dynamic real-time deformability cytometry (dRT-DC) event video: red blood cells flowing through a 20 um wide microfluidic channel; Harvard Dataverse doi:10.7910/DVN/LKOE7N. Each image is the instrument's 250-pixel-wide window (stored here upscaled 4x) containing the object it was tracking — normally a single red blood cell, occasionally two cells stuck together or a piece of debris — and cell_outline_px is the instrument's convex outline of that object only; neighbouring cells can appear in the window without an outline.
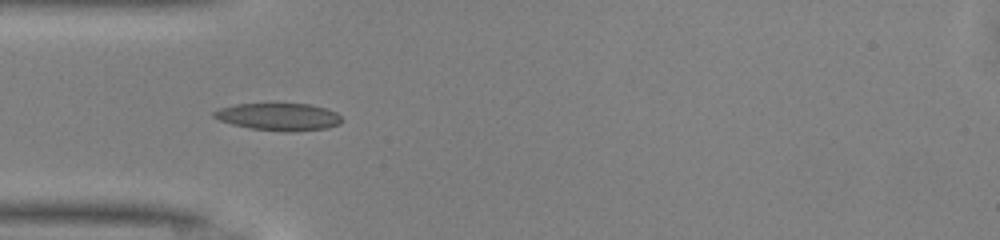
{"species": "common noctule bat (a hibernating species)", "species_latin": "Nyctalus noctula", "temperature_condition": "warm", "stored_images_in_passage": 33, "camera_frame_rate_fps": 3000, "um_per_image_px": 0.085, "animal": {"sex": "male", "body_mass_g": 13.0, "forearm_length_mm": 53.1}, "frame": {"image": 1, "passage_image": 5, "time_ms": 1.333, "image_size_px": [1000, 240], "cell_outline_px": [[340, 124], [328, 128], [292, 132], [288, 132], [248, 128], [232, 124], [220, 120], [212, 116], [212, 112], [220, 108], [236, 104], [308, 104], [324, 108], [336, 112], [340, 116]], "centroid_in_image_um": [23.68, 9.94], "position_along_channel_um": 61.3, "area_um2": 20.29}}
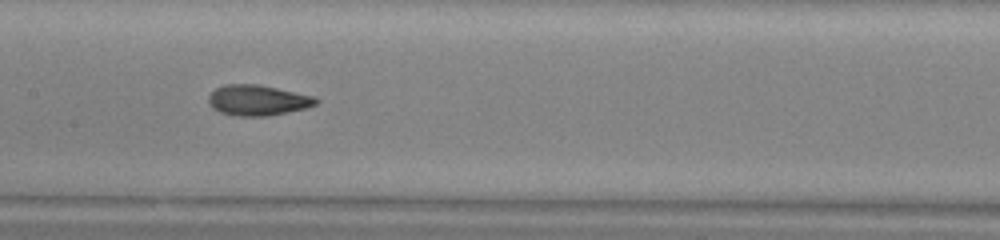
{"frame": {"image": 2, "passage_image": 14, "time_ms": 4.333, "image_size_px": [1000, 240], "cell_outline_px": [[320, 100], [316, 104], [304, 108], [268, 116], [236, 116], [220, 112], [212, 108], [208, 100], [208, 96], [216, 88], [224, 84], [256, 84], [316, 96]], "centroid_in_image_um": [21.9, 8.52], "position_along_channel_um": 185.5, "area_um2": 19.07}}
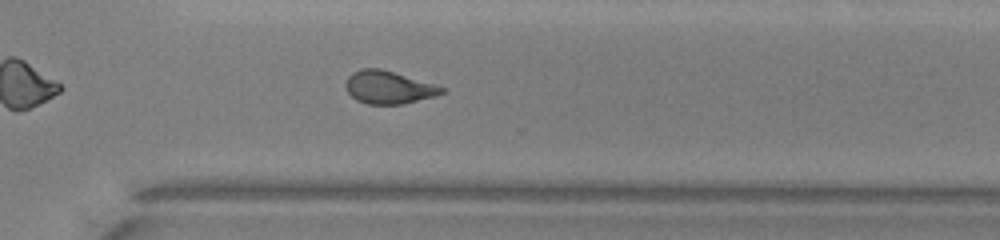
{"frame": {"image": 3, "passage_image": 25, "time_ms": 8.0, "image_size_px": [1000, 240], "cell_outline_px": [[444, 92], [436, 96], [400, 104], [368, 104], [356, 100], [348, 92], [348, 76], [352, 72], [360, 68], [380, 68], [432, 84], [444, 88]], "centroid_in_image_um": [33.01, 7.42], "position_along_channel_um": 337.6, "area_um2": 17.86}, "authors_computed_cell_mechanics": {"area_um2": 18.785, "velocity_mm_per_s": 4.1543, "shape_relaxation_time_tau1_ms": 6.2425, "shape_relaxation_time_tau2_ms": 2.3301, "deformation_change_tau1": 0.1844, "deformation_change_tau2": 0.0986}}